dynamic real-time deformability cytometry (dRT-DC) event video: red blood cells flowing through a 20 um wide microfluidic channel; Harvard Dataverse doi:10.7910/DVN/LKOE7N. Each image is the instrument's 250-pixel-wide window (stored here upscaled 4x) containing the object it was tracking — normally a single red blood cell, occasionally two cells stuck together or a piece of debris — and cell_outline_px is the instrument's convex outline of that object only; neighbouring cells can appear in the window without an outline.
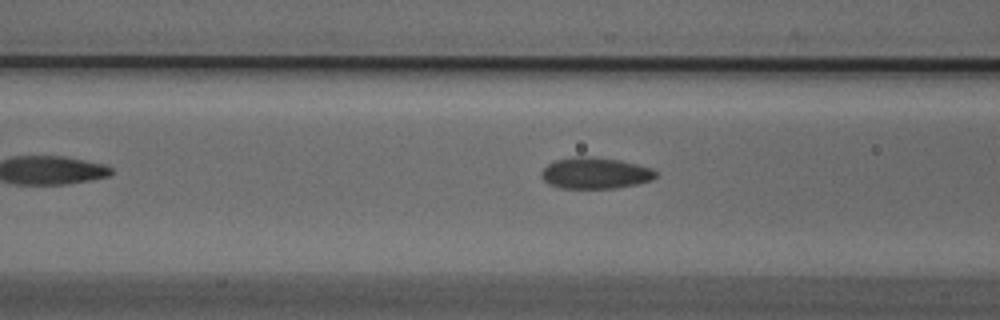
{"species": "Egyptian fruit bat (a non-hibernating species)", "species_latin": "Rousettus aegyptiacus", "temperature_condition": "cold", "stored_images_in_passage": 7, "camera_frame_rate_fps": 3000, "um_per_image_px": 0.085, "animal": {"sex": "male"}, "frame": {"image": 1, "passage_image": 6, "time_ms": 1.667, "image_size_px": [1000, 320], "cell_outline_px": [[656, 176], [652, 180], [636, 184], [616, 188], [560, 188], [548, 184], [540, 176], [540, 172], [548, 164], [556, 160], [576, 156], [584, 156], [620, 160], [652, 168], [656, 172]], "centroid_in_image_um": [50.57, 14.72], "position_along_channel_um": 116.0, "area_um2": 20.81}}